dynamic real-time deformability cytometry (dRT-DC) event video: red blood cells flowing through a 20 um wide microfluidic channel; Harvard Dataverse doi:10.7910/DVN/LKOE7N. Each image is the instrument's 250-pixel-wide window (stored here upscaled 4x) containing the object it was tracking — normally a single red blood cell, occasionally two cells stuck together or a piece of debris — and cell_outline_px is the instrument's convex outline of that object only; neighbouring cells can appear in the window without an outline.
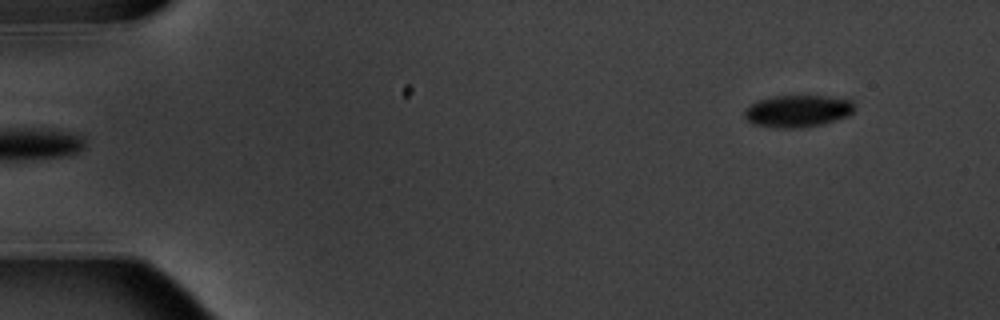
{"species": "common noctule bat (a hibernating species)", "species_latin": "Nyctalus noctula", "temperature_condition": "warm", "stored_images_in_passage": 6, "segment_of_instrument_passage": [2, 2], "camera_frame_rate_fps": 3000, "um_per_image_px": 0.085, "animal": {"sex": "male", "body_mass_g": 20.1, "forearm_length_mm": 53.5}, "frame": {"image": 1, "passage_image": 6, "time_ms": 5.667, "image_size_px": [1000, 320], "cell_outline_px": [[852, 112], [848, 116], [808, 128], [776, 128], [752, 124], [744, 116], [744, 112], [752, 104], [760, 100], [776, 96], [824, 96], [852, 100]], "centroid_in_image_um": [67.79, 9.46], "position_along_channel_um": 17.2, "area_um2": 20.35}}